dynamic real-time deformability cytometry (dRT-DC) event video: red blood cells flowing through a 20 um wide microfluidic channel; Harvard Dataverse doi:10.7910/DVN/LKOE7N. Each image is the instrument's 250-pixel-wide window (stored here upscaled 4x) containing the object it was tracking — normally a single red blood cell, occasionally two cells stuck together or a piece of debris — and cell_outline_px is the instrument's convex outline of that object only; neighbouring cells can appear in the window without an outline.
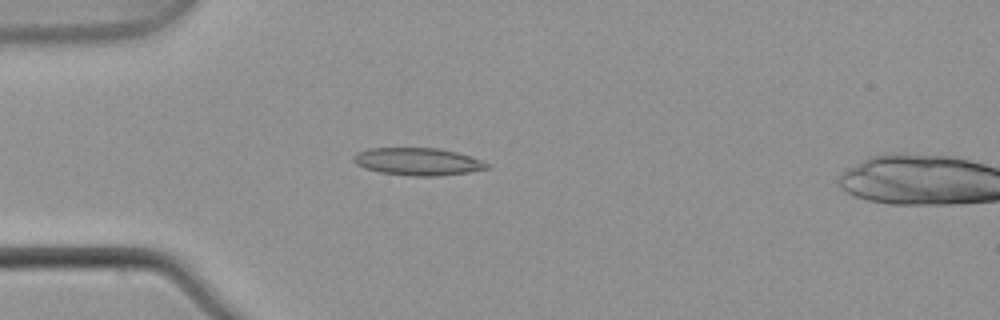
{"species": "common noctule bat (a hibernating species)", "species_latin": "Nyctalus noctula", "temperature_condition": "warm", "stored_images_in_passage": 5, "camera_frame_rate_fps": 3000, "um_per_image_px": 0.085, "animal": {"sex": "male", "body_mass_g": 21.5, "forearm_length_mm": 52.0}, "frame": {"image": 1, "passage_image": 4, "time_ms": 1.0, "image_size_px": [1000, 320], "cell_outline_px": [[492, 168], [468, 172], [440, 176], [412, 176], [380, 172], [364, 168], [356, 164], [352, 160], [352, 156], [356, 152], [368, 148], [440, 148], [456, 152], [492, 164]], "centroid_in_image_um": [35.51, 13.73], "position_along_channel_um": 49.5, "area_um2": 21.56}}